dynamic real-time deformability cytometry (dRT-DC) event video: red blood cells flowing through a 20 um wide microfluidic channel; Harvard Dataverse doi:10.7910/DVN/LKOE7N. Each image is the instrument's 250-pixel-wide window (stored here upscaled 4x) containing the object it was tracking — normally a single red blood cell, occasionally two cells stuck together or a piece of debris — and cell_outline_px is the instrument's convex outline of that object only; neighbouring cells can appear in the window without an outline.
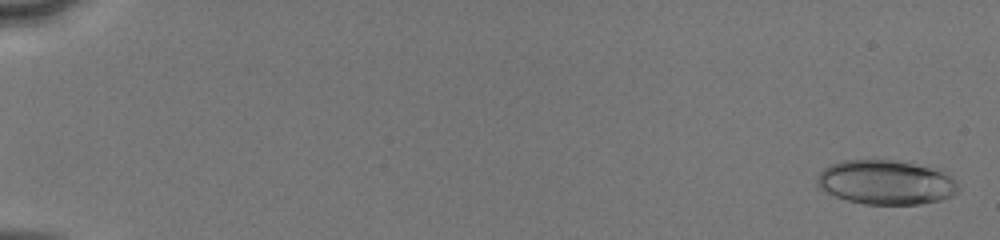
{"species": "human", "species_latin": "Homo sapiens", "temperature_condition": "cold", "stored_images_in_passage": 52, "camera_frame_rate_fps": 3000, "um_per_image_px": 0.085, "donor": {"sex": "male"}, "frame": {"image": 1, "passage_image": 2, "time_ms": 0.333, "image_size_px": [1000, 240], "cell_outline_px": [[960, 192], [952, 196], [940, 200], [920, 204], [864, 204], [848, 200], [824, 192], [816, 184], [816, 176], [824, 168], [832, 164], [844, 160], [896, 160], [928, 168], [952, 176], [956, 180], [960, 188]], "centroid_in_image_um": [75.29, 15.51], "position_along_channel_um": 9.7, "area_um2": 36.41}}
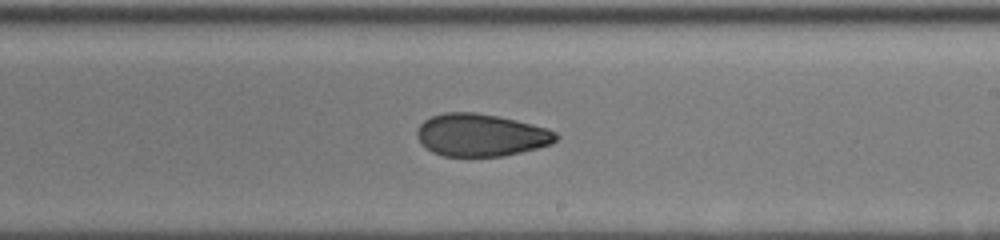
{"frame": {"image": 2, "passage_image": 33, "time_ms": 10.667, "image_size_px": [1000, 240], "cell_outline_px": [[560, 136], [552, 144], [504, 156], [444, 156], [432, 152], [420, 144], [416, 136], [416, 128], [424, 120], [432, 116], [444, 112], [476, 112], [500, 116], [548, 128], [556, 132]], "centroid_in_image_um": [40.86, 11.47], "position_along_channel_um": 248.1, "area_um2": 34.74}}
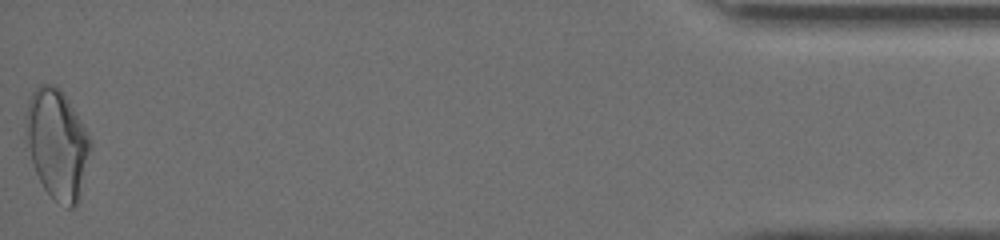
{"frame": {"image": 3, "passage_image": 52, "time_ms": 17.0, "image_size_px": [1000, 240], "cell_outline_px": [[92, 148], [80, 200], [76, 208], [68, 208], [56, 200], [44, 188], [36, 172], [32, 160], [24, 128], [24, 116], [28, 100], [32, 92], [40, 84], [52, 84], [60, 88], [64, 92], [92, 140]], "centroid_in_image_um": [4.88, 12.23], "position_along_channel_um": 430.3, "area_um2": 41.73}, "authors_computed_cell_mechanics": {"area_um2": 35.4314, "velocity_mm_per_s": 4.1338, "shape_relaxation_time_tau1_ms": null, "shape_relaxation_time_tau2_ms": 2.0248, "deformation_change_tau1": null, "deformation_change_tau2": 0.078}}